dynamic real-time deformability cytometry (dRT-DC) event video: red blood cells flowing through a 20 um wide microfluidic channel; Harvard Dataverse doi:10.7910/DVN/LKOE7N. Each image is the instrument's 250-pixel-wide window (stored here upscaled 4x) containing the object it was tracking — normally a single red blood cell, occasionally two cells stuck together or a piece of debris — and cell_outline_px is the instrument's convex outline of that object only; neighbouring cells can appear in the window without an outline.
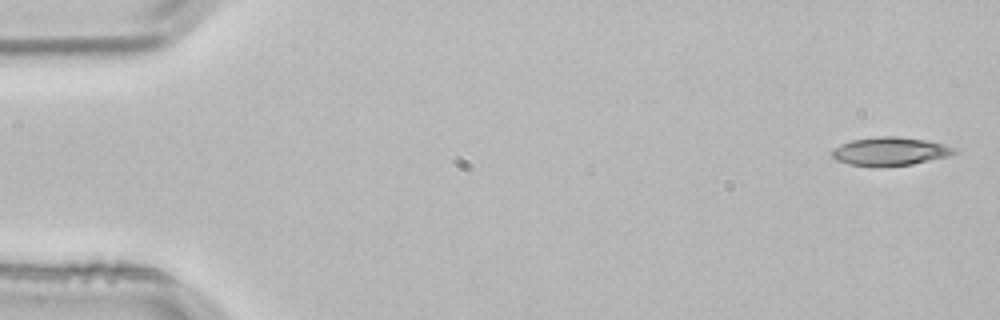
{"species": "common noctule bat (a hibernating species)", "species_latin": "Nyctalus noctula", "temperature_condition": "room temperature", "stored_images_in_passage": 2, "camera_frame_rate_fps": 3000, "um_per_image_px": 0.085, "animal": {"sex": "male", "body_mass_g": 21.5, "forearm_length_mm": 52.0}, "frame": {"image": 1, "passage_image": 2, "time_ms": 0.333, "image_size_px": [1000, 320], "cell_outline_px": [[956, 152], [948, 156], [912, 164], [880, 168], [848, 164], [836, 160], [832, 156], [832, 152], [840, 144], [852, 140], [880, 136], [896, 136], [924, 140], [944, 144], [956, 148]], "centroid_in_image_um": [75.64, 12.88], "position_along_channel_um": 9.4, "area_um2": 20.29}}